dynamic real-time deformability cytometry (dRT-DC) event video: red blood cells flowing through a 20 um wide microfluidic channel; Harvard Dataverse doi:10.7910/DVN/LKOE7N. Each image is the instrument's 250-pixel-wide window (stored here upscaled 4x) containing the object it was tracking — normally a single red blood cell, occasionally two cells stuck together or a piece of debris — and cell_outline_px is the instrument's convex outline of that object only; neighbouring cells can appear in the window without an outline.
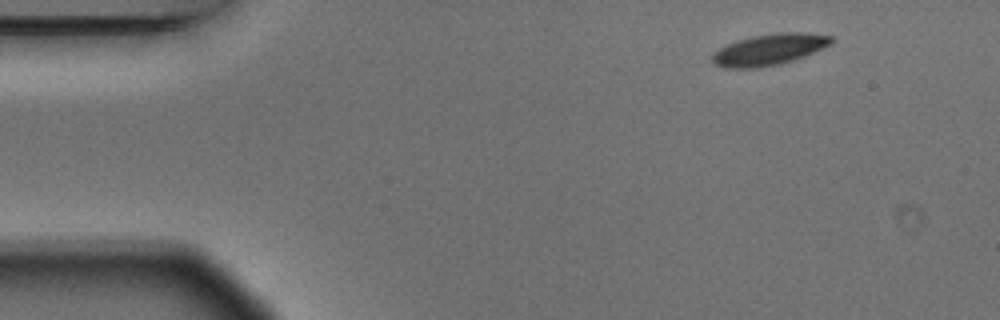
{"species": "Egyptian fruit bat (a non-hibernating species)", "species_latin": "Rousettus aegyptiacus", "temperature_condition": "warm", "stored_images_in_passage": 8, "camera_frame_rate_fps": 3000, "um_per_image_px": 0.085, "animal": {"sex": "male"}, "frame": {"image": 1, "passage_image": 1, "time_ms": 0.0, "image_size_px": [1000, 320], "cell_outline_px": [[836, 40], [832, 44], [824, 48], [804, 56], [780, 64], [760, 68], [724, 68], [716, 64], [712, 60], [712, 56], [720, 48], [736, 40], [752, 36], [780, 32], [804, 32], [832, 36]], "centroid_in_image_um": [65.44, 4.2], "position_along_channel_um": 19.6, "area_um2": 21.73}}
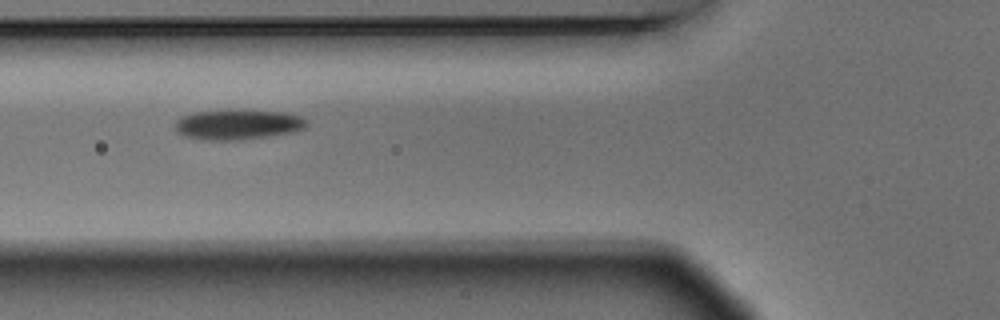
{"frame": {"image": 2, "passage_image": 5, "time_ms": 1.333, "image_size_px": [1000, 320], "cell_outline_px": [[308, 124], [304, 128], [292, 132], [268, 136], [236, 140], [212, 140], [184, 136], [176, 132], [176, 120], [184, 116], [196, 112], [284, 112], [300, 116], [308, 120]], "centroid_in_image_um": [20.25, 10.62], "position_along_channel_um": 105.6, "area_um2": 22.08}}
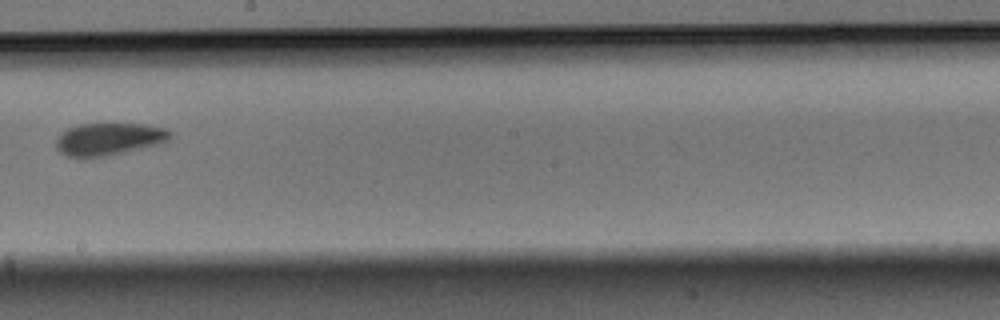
{"frame": {"image": 3, "passage_image": 8, "time_ms": 2.333, "image_size_px": [1000, 320], "cell_outline_px": [[172, 136], [168, 140], [160, 144], [104, 156], [68, 156], [60, 152], [56, 148], [56, 140], [60, 132], [68, 128], [80, 124], [144, 124], [164, 128], [172, 132]], "centroid_in_image_um": [9.26, 11.8], "position_along_channel_um": 238.9, "area_um2": 21.27}}